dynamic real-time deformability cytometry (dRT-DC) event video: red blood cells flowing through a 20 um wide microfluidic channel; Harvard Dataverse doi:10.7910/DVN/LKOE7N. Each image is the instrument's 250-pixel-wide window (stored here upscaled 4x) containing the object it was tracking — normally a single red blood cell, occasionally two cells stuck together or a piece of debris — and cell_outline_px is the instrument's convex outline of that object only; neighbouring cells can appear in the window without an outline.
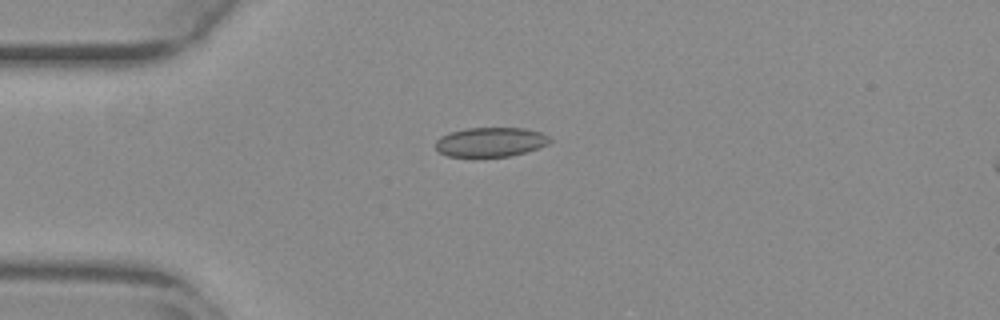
{"species": "common noctule bat (a hibernating species)", "species_latin": "Nyctalus noctula", "temperature_condition": "warm", "stored_images_in_passage": 16, "camera_frame_rate_fps": 3000, "um_per_image_px": 0.085, "animal": {"sex": "female", "body_mass_g": 29.2, "forearm_length_mm": 56.3}, "frame": {"image": 1, "passage_image": 14, "time_ms": 4.333, "image_size_px": [1000, 320], "cell_outline_px": [[552, 140], [548, 144], [524, 152], [508, 156], [476, 160], [448, 156], [440, 152], [436, 148], [436, 140], [440, 136], [448, 132], [464, 128], [524, 128], [540, 132], [548, 136]], "centroid_in_image_um": [41.62, 12.11], "position_along_channel_um": 43.4, "area_um2": 20.29}}